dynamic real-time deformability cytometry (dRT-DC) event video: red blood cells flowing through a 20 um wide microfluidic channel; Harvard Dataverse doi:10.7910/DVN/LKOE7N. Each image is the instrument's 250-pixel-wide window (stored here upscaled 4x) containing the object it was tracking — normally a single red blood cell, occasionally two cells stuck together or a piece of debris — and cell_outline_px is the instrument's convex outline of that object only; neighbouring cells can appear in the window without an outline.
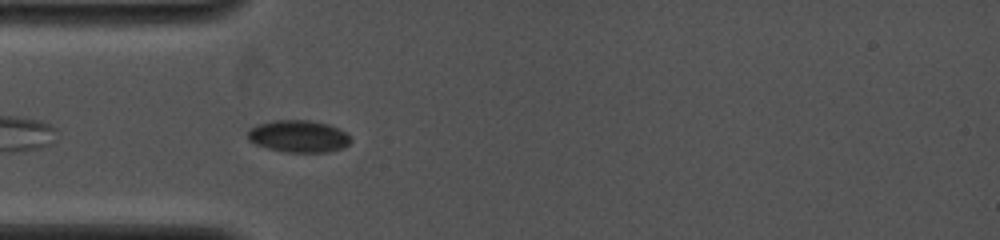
{"species": "common noctule bat (a hibernating species)", "species_latin": "Nyctalus noctula", "temperature_condition": "cold", "stored_images_in_passage": 2, "camera_frame_rate_fps": 4000, "um_per_image_px": 0.085, "animal": {"sex": "female", "body_mass_g": 19.0, "forearm_length_mm": 53.3}, "frame": {"image": 1, "passage_image": 1, "time_ms": 0.0, "image_size_px": [1000, 240], "cell_outline_px": [[352, 140], [344, 148], [328, 152], [288, 152], [268, 148], [256, 144], [248, 140], [248, 132], [252, 128], [260, 124], [276, 120], [308, 120], [328, 124], [344, 132]], "centroid_in_image_um": [25.39, 11.59], "position_along_channel_um": 59.6, "area_um2": 18.96}}
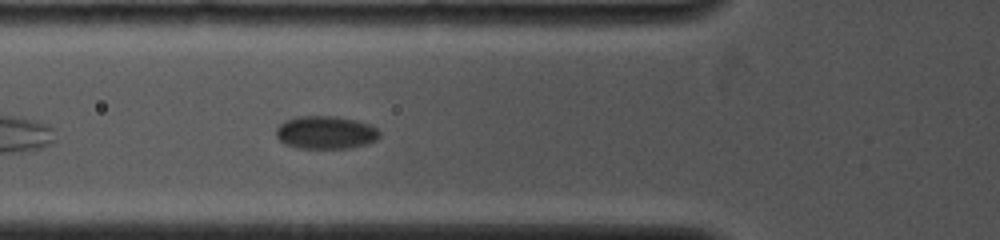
{"frame": {"image": 2, "passage_image": 2, "time_ms": 1.0, "image_size_px": [1000, 240], "cell_outline_px": [[380, 136], [376, 140], [368, 144], [352, 148], [296, 148], [284, 144], [276, 136], [276, 128], [284, 120], [296, 116], [336, 116], [356, 120], [368, 124], [376, 128], [380, 132]], "centroid_in_image_um": [27.67, 11.26], "position_along_channel_um": 98.1, "area_um2": 20.11}}